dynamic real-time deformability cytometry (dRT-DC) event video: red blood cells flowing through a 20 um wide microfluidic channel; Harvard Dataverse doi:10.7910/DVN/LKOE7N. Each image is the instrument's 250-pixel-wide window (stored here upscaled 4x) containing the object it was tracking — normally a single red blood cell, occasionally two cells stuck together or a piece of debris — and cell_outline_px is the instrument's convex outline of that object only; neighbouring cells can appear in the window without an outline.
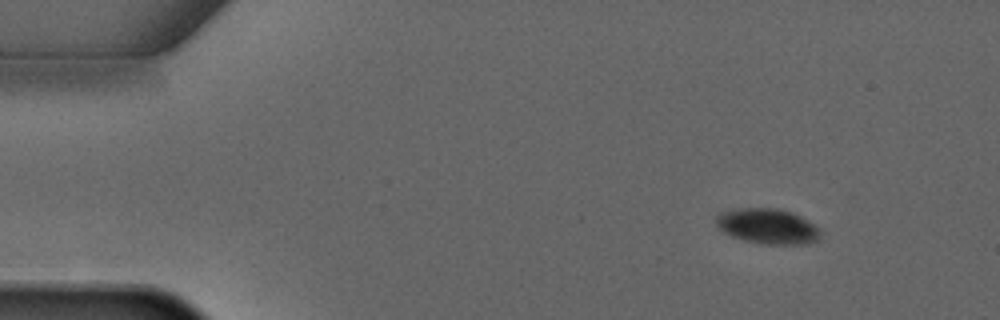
{"species": "common noctule bat (a hibernating species)", "species_latin": "Nyctalus noctula", "temperature_condition": "warm", "stored_images_in_passage": 3, "camera_frame_rate_fps": 3000, "um_per_image_px": 0.085, "animal": {"sex": "male", "forearm_length_mm": 52.5}, "frame": {"image": 1, "passage_image": 1, "time_ms": 0.0, "image_size_px": [1000, 320], "cell_outline_px": [[820, 236], [816, 240], [808, 244], [760, 244], [744, 240], [732, 236], [724, 232], [716, 224], [716, 216], [720, 212], [740, 208], [776, 208], [792, 212], [808, 220], [820, 232]], "centroid_in_image_um": [65.23, 19.23], "position_along_channel_um": 19.8, "area_um2": 21.33}}